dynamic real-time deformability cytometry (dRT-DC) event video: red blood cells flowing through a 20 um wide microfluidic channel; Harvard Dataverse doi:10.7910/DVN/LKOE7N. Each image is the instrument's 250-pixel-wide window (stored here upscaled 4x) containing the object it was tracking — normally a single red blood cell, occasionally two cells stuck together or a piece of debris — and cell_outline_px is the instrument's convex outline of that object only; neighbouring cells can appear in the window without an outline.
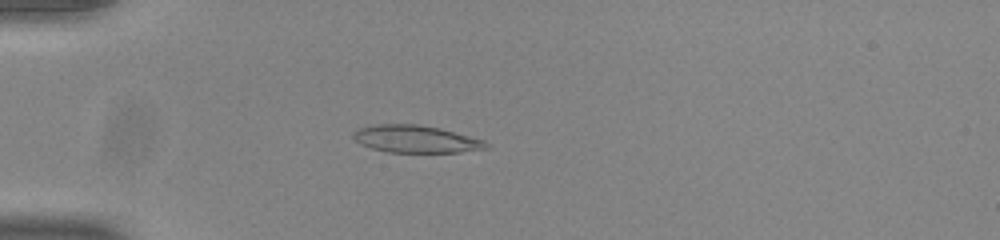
{"species": "common noctule bat (a hibernating species)", "species_latin": "Nyctalus noctula", "temperature_condition": "room temperature", "stored_images_in_passage": 53, "camera_frame_rate_fps": 3000, "um_per_image_px": 0.085, "animal": {"sex": "male", "body_mass_g": 20.0, "forearm_length_mm": 53.3}, "frame": {"image": 1, "passage_image": 15, "time_ms": 4.667, "image_size_px": [1000, 240], "cell_outline_px": [[492, 148], [460, 152], [388, 152], [372, 148], [360, 144], [352, 136], [352, 132], [356, 128], [376, 124], [416, 124], [440, 128], [484, 140]], "centroid_in_image_um": [35.34, 11.82], "position_along_channel_um": 49.7, "area_um2": 21.27}}
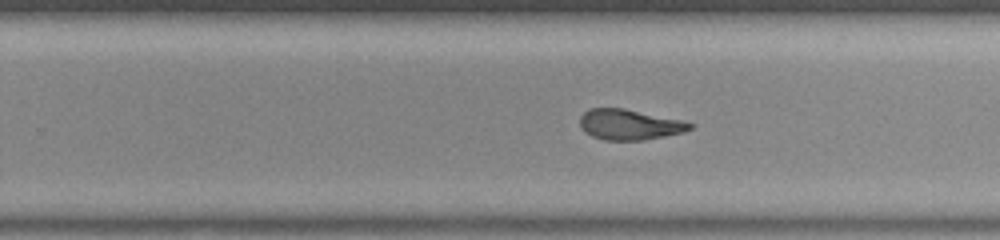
{"frame": {"image": 2, "passage_image": 34, "time_ms": 11.0, "image_size_px": [1000, 240], "cell_outline_px": [[696, 124], [692, 128], [684, 132], [644, 140], [604, 140], [592, 136], [584, 132], [580, 128], [580, 116], [588, 108], [624, 108], [680, 120]], "centroid_in_image_um": [53.48, 10.59], "position_along_channel_um": 276.3, "area_um2": 19.59}}
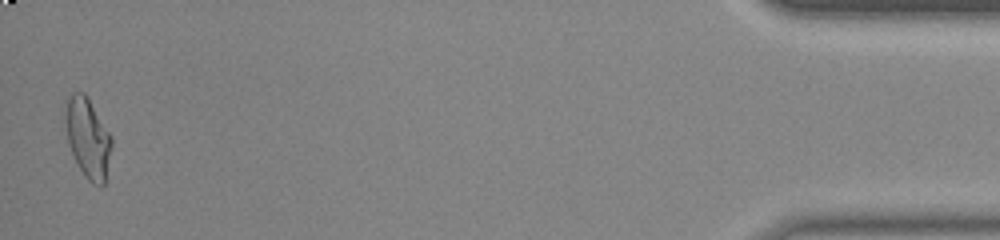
{"frame": {"image": 3, "passage_image": 52, "time_ms": 17.0, "image_size_px": [1000, 240], "cell_outline_px": [[112, 148], [104, 184], [100, 188], [92, 184], [84, 176], [68, 144], [64, 120], [64, 100], [72, 92], [84, 92], [112, 136]], "centroid_in_image_um": [7.45, 11.7], "position_along_channel_um": 427.8, "area_um2": 21.85}, "authors_computed_cell_mechanics": {"area_um2": 20.8658, "velocity_mm_per_s": 3.8942, "shape_relaxation_time_tau1_ms": null, "shape_relaxation_time_tau2_ms": 1.513, "deformation_change_tau1": null, "deformation_change_tau2": 0.0896}}